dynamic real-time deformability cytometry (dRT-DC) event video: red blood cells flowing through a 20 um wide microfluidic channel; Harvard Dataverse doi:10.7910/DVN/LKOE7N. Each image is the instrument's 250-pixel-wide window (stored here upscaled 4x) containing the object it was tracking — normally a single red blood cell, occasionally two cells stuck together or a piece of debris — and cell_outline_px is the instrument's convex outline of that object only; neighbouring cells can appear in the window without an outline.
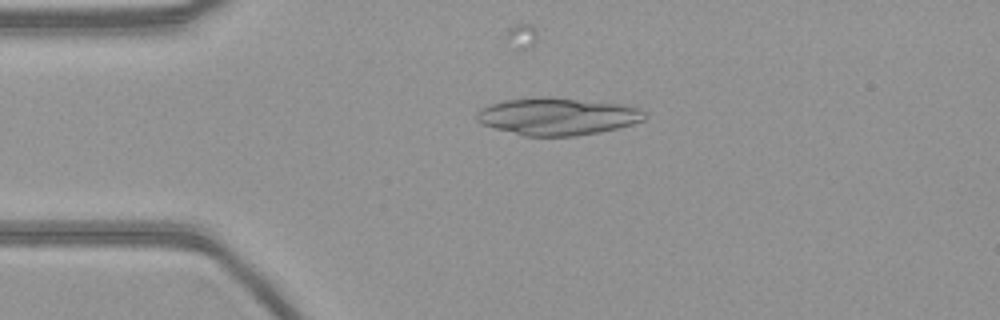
{"species": "common noctule bat (a hibernating species)", "species_latin": "Nyctalus noctula", "temperature_condition": "warm", "stored_images_in_passage": 46, "camera_frame_rate_fps": 3000, "um_per_image_px": 0.085, "animal": {"sex": "female", "body_mass_g": 21.9}, "frame": {"image": 1, "passage_image": 3, "time_ms": 0.667, "image_size_px": [1000, 320], "cell_outline_px": [[648, 116], [644, 120], [632, 124], [600, 132], [576, 136], [524, 136], [480, 124], [476, 120], [476, 112], [480, 108], [504, 100], [540, 96], [548, 96], [620, 104], [640, 108]], "centroid_in_image_um": [47.36, 9.89], "position_along_channel_um": 37.6, "area_um2": 36.7}}